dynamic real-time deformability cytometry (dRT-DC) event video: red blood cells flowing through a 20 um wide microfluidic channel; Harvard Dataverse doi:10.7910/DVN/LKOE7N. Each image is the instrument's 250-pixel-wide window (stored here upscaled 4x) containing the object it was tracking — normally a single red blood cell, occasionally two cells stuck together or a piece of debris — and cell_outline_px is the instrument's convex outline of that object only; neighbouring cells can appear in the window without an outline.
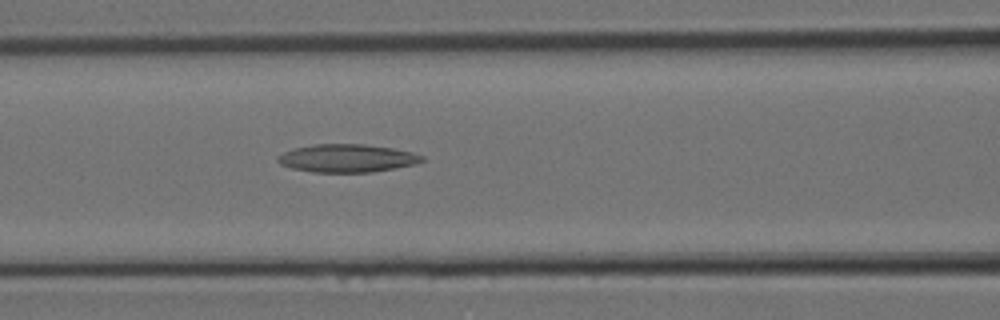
{"species": "Egyptian fruit bat (a non-hibernating species)", "species_latin": "Rousettus aegyptiacus", "temperature_condition": "room temperature", "stored_images_in_passage": 9, "camera_frame_rate_fps": 3000, "um_per_image_px": 0.085, "animal": {"sex": "female"}, "frame": {"image": 1, "passage_image": 9, "time_ms": 2.667, "image_size_px": [1000, 320], "cell_outline_px": [[424, 160], [416, 164], [372, 172], [312, 172], [292, 168], [280, 164], [276, 160], [276, 156], [292, 148], [312, 144], [364, 144], [392, 148], [412, 152], [424, 156]], "centroid_in_image_um": [29.47, 13.44], "position_along_channel_um": 137.1, "area_um2": 23.64}}